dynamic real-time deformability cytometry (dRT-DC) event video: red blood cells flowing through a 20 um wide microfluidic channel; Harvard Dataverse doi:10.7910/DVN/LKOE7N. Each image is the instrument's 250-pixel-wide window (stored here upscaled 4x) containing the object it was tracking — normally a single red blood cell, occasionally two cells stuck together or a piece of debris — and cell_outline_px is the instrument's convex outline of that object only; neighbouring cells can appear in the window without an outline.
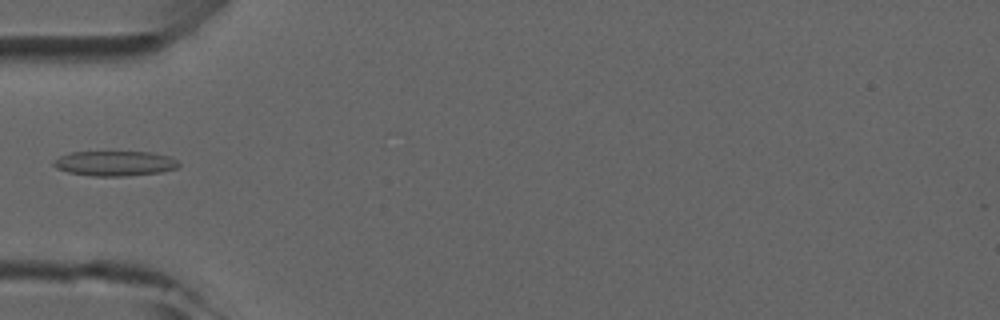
{"species": "common noctule bat (a hibernating species)", "species_latin": "Nyctalus noctula", "temperature_condition": "room temperature", "stored_images_in_passage": 6, "camera_frame_rate_fps": 3000, "um_per_image_px": 0.085, "animal": {"sex": "male", "forearm_length_mm": 52.5}, "frame": {"image": 1, "passage_image": 6, "time_ms": 6.333, "image_size_px": [1000, 320], "cell_outline_px": [[180, 164], [176, 168], [160, 172], [124, 176], [92, 176], [68, 172], [56, 168], [52, 164], [52, 160], [60, 156], [72, 152], [148, 152], [168, 156], [176, 160]], "centroid_in_image_um": [9.71, 13.89], "position_along_channel_um": 75.3, "area_um2": 18.09}}